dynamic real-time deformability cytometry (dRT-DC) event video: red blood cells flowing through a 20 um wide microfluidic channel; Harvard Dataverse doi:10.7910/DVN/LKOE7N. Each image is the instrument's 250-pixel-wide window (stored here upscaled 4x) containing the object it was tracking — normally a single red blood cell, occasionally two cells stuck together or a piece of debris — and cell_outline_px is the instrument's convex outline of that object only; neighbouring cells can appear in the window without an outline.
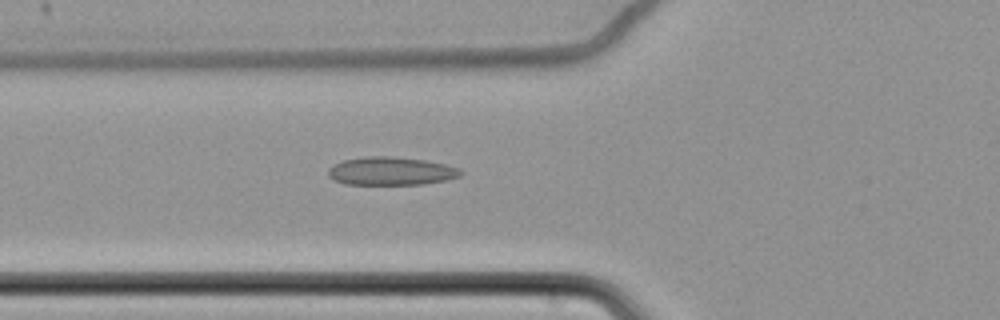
{"species": "common noctule bat (a hibernating species)", "species_latin": "Nyctalus noctula", "temperature_condition": "cold", "stored_images_in_passage": 62, "camera_frame_rate_fps": 3000, "um_per_image_px": 0.085, "animal": {"sex": "female", "body_mass_g": 22.7, "forearm_length_mm": 54.2}, "frame": {"image": 1, "passage_image": 25, "time_ms": 8.0, "image_size_px": [1000, 320], "cell_outline_px": [[464, 172], [460, 176], [444, 180], [424, 184], [344, 184], [332, 180], [328, 176], [328, 168], [332, 164], [344, 160], [364, 156], [392, 156], [424, 160], [444, 164], [460, 168]], "centroid_in_image_um": [33.19, 14.54], "position_along_channel_um": 92.6, "area_um2": 21.91}}
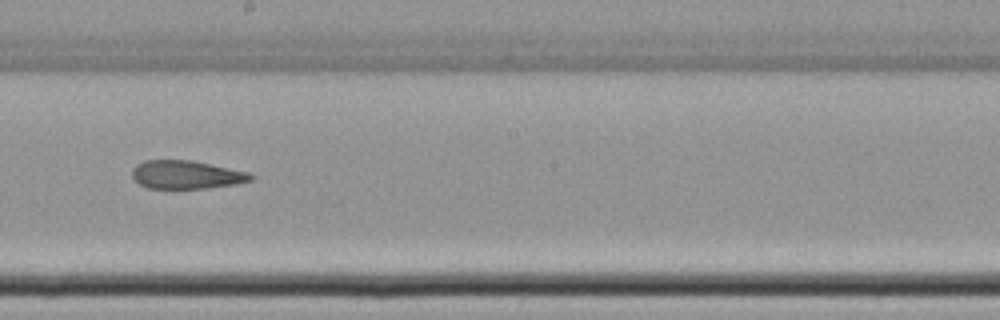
{"frame": {"image": 2, "passage_image": 37, "time_ms": 12.0, "image_size_px": [1000, 320], "cell_outline_px": [[256, 176], [252, 180], [236, 184], [208, 188], [148, 188], [140, 184], [132, 176], [132, 168], [136, 164], [144, 160], [192, 160], [248, 172]], "centroid_in_image_um": [15.84, 14.84], "position_along_channel_um": 232.4, "area_um2": 19.59}}
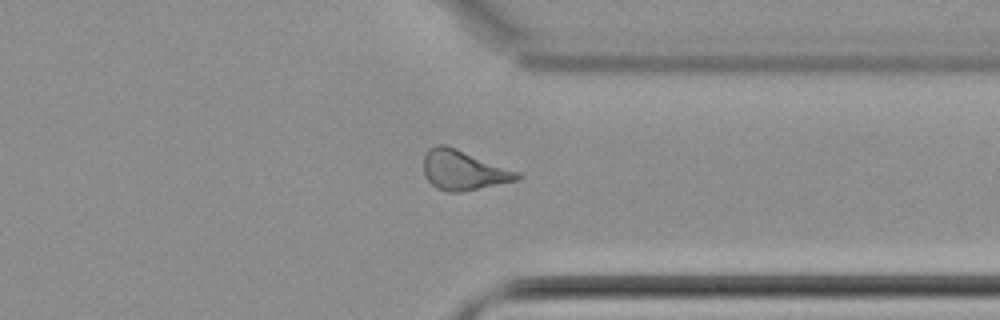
{"frame": {"image": 3, "passage_image": 49, "time_ms": 16.0, "image_size_px": [1000, 320], "cell_outline_px": [[524, 176], [520, 180], [456, 192], [448, 192], [436, 188], [424, 176], [424, 156], [428, 148], [436, 144], [444, 144], [456, 148], [520, 172]], "centroid_in_image_um": [39.4, 14.45], "position_along_channel_um": 372.0, "area_um2": 21.68}, "authors_computed_cell_mechanics": {"area_um2": 21.9062, "velocity_mm_per_s": 3.4933, "shape_relaxation_time_tau1_ms": null, "shape_relaxation_time_tau2_ms": 6.0669, "deformation_change_tau1": null, "deformation_change_tau2": 0.1339}}